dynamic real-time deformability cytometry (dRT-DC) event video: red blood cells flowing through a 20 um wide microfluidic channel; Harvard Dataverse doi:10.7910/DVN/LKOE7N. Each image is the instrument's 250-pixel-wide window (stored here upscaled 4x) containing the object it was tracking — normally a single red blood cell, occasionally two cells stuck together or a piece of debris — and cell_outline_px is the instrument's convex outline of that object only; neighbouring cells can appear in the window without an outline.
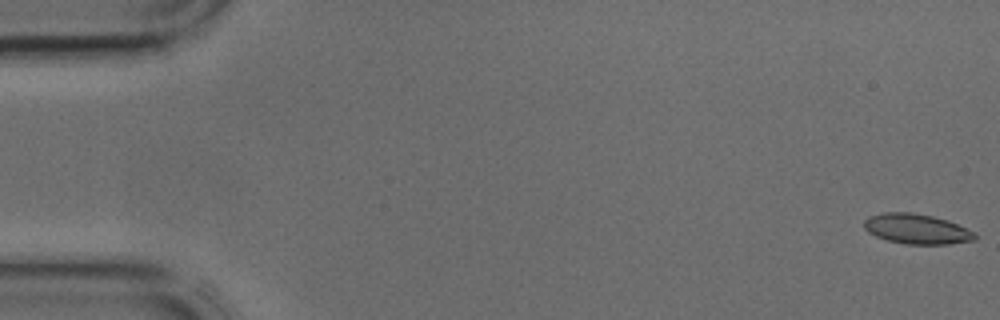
{"species": "common noctule bat (a hibernating species)", "species_latin": "Nyctalus noctula", "temperature_condition": "cold", "stored_images_in_passage": 8, "camera_frame_rate_fps": 3000, "um_per_image_px": 0.085, "animal": {"sex": "male", "body_mass_g": 17.9, "forearm_length_mm": 54.2}, "frame": {"image": 1, "passage_image": 1, "time_ms": 0.0, "image_size_px": [1000, 320], "cell_outline_px": [[976, 240], [948, 244], [904, 244], [888, 240], [876, 236], [868, 232], [864, 228], [864, 220], [868, 216], [884, 212], [912, 212], [932, 216], [948, 220], [972, 232], [976, 236]], "centroid_in_image_um": [77.87, 19.45], "position_along_channel_um": 7.1, "area_um2": 19.31}}